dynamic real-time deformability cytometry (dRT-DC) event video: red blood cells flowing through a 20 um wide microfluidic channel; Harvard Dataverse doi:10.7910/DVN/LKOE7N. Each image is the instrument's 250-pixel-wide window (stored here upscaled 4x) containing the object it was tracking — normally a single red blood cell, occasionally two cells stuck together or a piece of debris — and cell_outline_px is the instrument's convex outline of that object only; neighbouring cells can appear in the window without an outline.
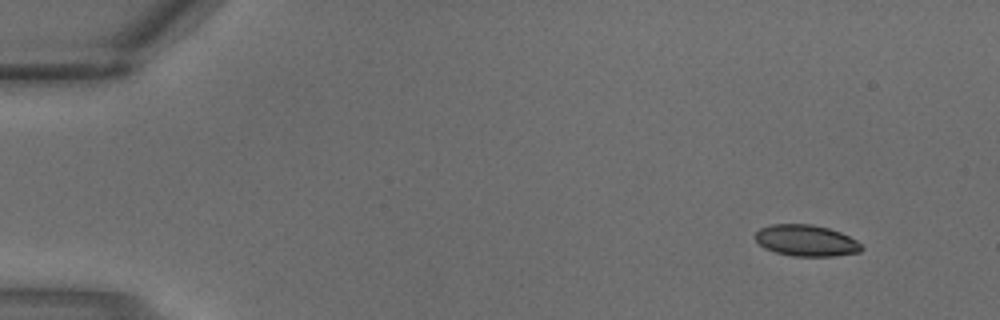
{"species": "common noctule bat (a hibernating species)", "species_latin": "Nyctalus noctula", "temperature_condition": "warm", "stored_images_in_passage": 2, "camera_frame_rate_fps": 3000, "um_per_image_px": 0.085, "animal": {"sex": "male", "body_mass_g": 18.8}, "frame": {"image": 1, "passage_image": 1, "time_ms": 0.0, "image_size_px": [1000, 320], "cell_outline_px": [[864, 248], [860, 252], [832, 256], [792, 256], [776, 252], [764, 248], [752, 236], [760, 228], [772, 224], [812, 224], [828, 228], [840, 232], [856, 240]], "centroid_in_image_um": [68.5, 20.44], "position_along_channel_um": 16.5, "area_um2": 19.42}}